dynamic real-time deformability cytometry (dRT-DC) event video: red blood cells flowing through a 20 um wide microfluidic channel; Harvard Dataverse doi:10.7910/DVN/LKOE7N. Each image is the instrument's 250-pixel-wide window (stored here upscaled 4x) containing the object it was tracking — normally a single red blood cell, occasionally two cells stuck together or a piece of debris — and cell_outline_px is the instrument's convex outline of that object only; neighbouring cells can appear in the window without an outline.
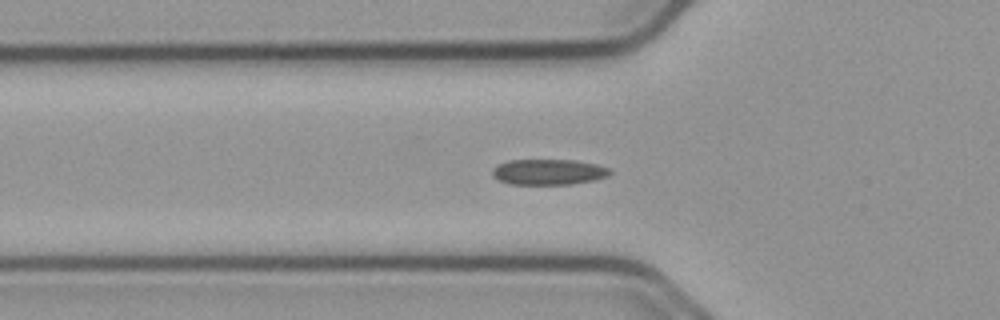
{"species": "common noctule bat (a hibernating species)", "species_latin": "Nyctalus noctula", "temperature_condition": "cold", "stored_images_in_passage": 52, "camera_frame_rate_fps": 3000, "um_per_image_px": 0.085, "animal": {"sex": "male", "body_mass_g": 23.1, "forearm_length_mm": 52.7}, "frame": {"image": 1, "passage_image": 15, "time_ms": 4.667, "image_size_px": [1000, 320], "cell_outline_px": [[612, 172], [608, 176], [596, 180], [572, 184], [512, 184], [500, 180], [492, 176], [492, 168], [496, 164], [508, 160], [576, 160], [596, 164], [608, 168]], "centroid_in_image_um": [46.62, 14.61], "position_along_channel_um": 79.2, "area_um2": 17.69}}
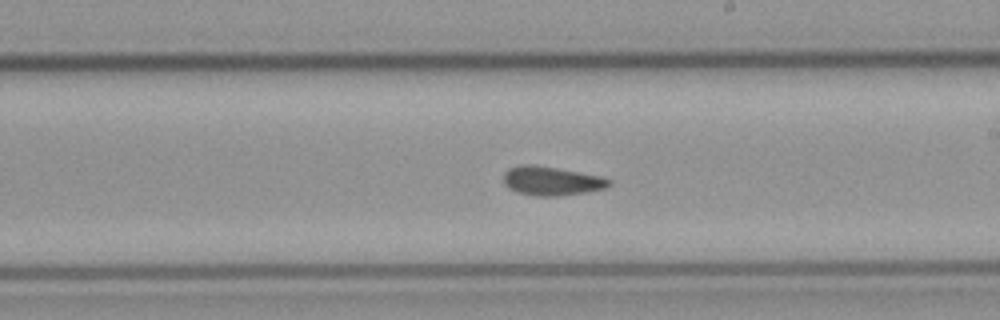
{"frame": {"image": 2, "passage_image": 28, "time_ms": 9.0, "image_size_px": [1000, 320], "cell_outline_px": [[612, 184], [604, 188], [584, 192], [560, 196], [536, 196], [516, 192], [508, 188], [504, 184], [504, 172], [508, 168], [520, 164], [532, 164], [556, 168], [600, 176], [612, 180]], "centroid_in_image_um": [46.84, 15.38], "position_along_channel_um": 242.2, "area_um2": 17.8}}
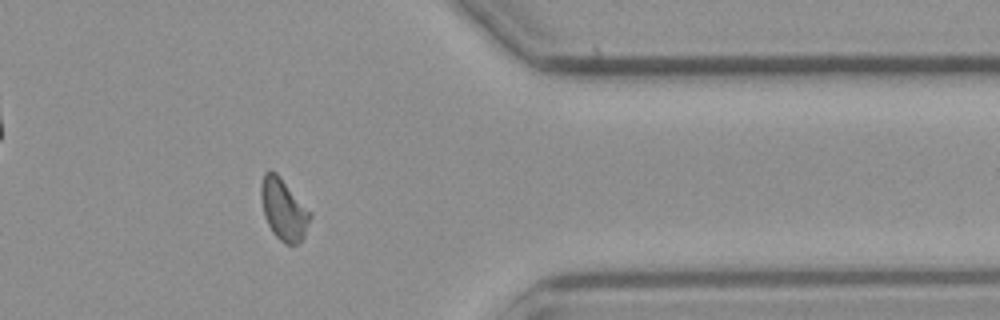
{"frame": {"image": 3, "passage_image": 41, "time_ms": 13.333, "image_size_px": [1000, 320], "cell_outline_px": [[312, 216], [304, 236], [300, 244], [284, 244], [272, 232], [264, 216], [260, 196], [260, 184], [264, 172], [268, 168], [276, 172], [280, 176], [312, 212]], "centroid_in_image_um": [24.1, 17.78], "position_along_channel_um": 387.3, "area_um2": 17.98}, "authors_computed_cell_mechanics": {"area_um2": 17.3111, "velocity_mm_per_s": 3.7377, "shape_relaxation_time_tau1_ms": 9.1148, "shape_relaxation_time_tau2_ms": 2.5137, "deformation_change_tau1": 0.1387, "deformation_change_tau2": 0.0868}}